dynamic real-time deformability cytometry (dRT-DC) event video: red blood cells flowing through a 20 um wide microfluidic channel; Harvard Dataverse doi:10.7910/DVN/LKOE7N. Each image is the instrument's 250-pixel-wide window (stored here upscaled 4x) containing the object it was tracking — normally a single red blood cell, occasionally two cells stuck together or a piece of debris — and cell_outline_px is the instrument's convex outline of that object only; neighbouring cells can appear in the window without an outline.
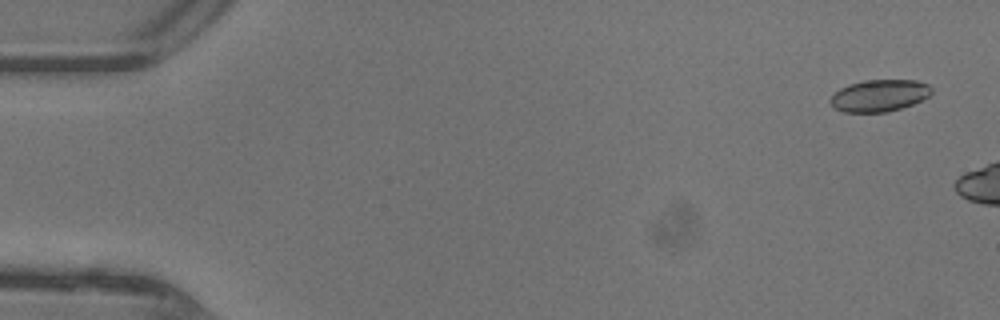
{"species": "common noctule bat (a hibernating species)", "species_latin": "Nyctalus noctula", "temperature_condition": "warm", "stored_images_in_passage": 9, "camera_frame_rate_fps": 3000, "um_per_image_px": 0.085, "animal": {"sex": "female"}, "frame": {"image": 1, "passage_image": 3, "time_ms": 0.667, "image_size_px": [1000, 320], "cell_outline_px": [[932, 92], [928, 96], [912, 104], [888, 112], [844, 112], [836, 108], [832, 104], [832, 96], [840, 88], [848, 84], [864, 80], [916, 80], [928, 84], [932, 88]], "centroid_in_image_um": [74.77, 8.11], "position_along_channel_um": 10.2, "area_um2": 18.61}}